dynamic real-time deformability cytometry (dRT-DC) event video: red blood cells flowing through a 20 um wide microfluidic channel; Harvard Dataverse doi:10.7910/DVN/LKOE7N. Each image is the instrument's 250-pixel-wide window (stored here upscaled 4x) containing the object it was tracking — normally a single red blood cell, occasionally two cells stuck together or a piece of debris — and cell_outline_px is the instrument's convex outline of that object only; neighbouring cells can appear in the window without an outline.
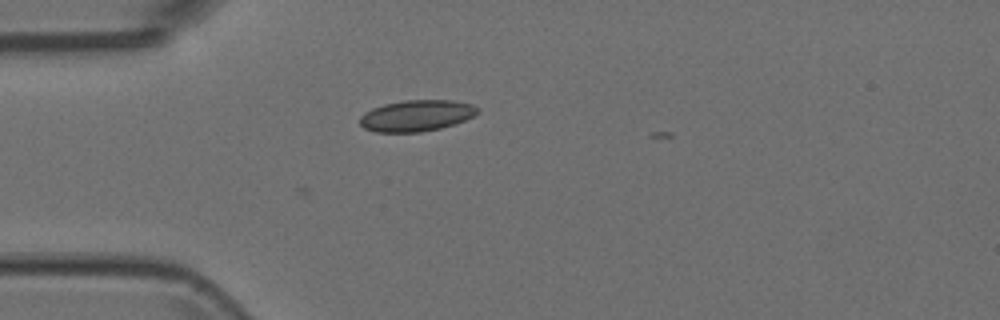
{"species": "Egyptian fruit bat (a non-hibernating species)", "species_latin": "Rousettus aegyptiacus", "temperature_condition": "room temperature", "stored_images_in_passage": 4, "camera_frame_rate_fps": 3000, "um_per_image_px": 0.085, "animal": {"sex": "female"}, "frame": {"image": 1, "passage_image": 3, "time_ms": 0.667, "image_size_px": [1000, 320], "cell_outline_px": [[480, 112], [464, 120], [440, 128], [420, 132], [376, 132], [364, 128], [360, 124], [360, 116], [364, 112], [372, 108], [384, 104], [404, 100], [452, 100], [472, 104], [480, 108]], "centroid_in_image_um": [35.39, 9.82], "position_along_channel_um": 49.6, "area_um2": 21.44}}